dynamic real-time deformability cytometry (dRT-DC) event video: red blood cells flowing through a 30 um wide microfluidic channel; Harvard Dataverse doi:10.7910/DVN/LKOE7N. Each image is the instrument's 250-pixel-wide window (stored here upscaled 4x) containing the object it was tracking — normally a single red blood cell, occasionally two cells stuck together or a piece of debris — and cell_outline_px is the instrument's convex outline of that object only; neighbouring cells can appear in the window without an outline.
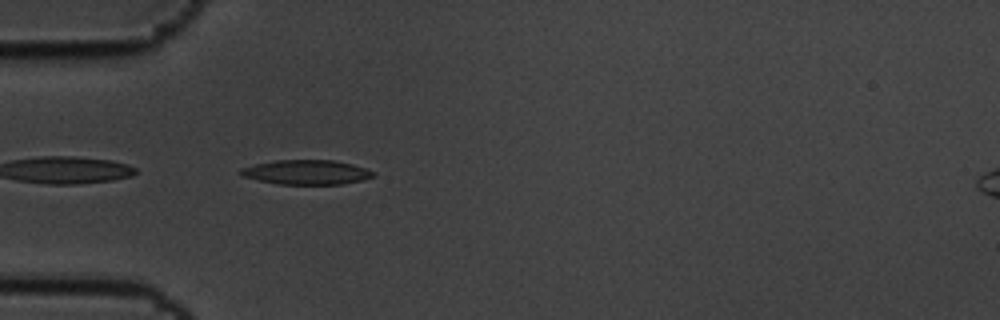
{"species": "common noctule bat (a hibernating species)", "species_latin": "Nyctalus noctula", "temperature_condition": "cold", "stored_images_in_passage": 1, "camera_frame_rate_fps": 3000, "um_per_image_px": 0.085, "animal": {"sex": "male", "body_mass_g": 19.5, "forearm_length_mm": 54.6}, "frame": {"image": 1, "passage_image": 1, "time_ms": 0.0, "image_size_px": [1000, 320], "cell_outline_px": [[376, 176], [360, 180], [340, 184], [280, 184], [260, 180], [244, 176], [240, 172], [240, 168], [256, 164], [276, 160], [332, 160], [352, 164], [376, 172]], "centroid_in_image_um": [26.09, 14.63], "position_along_channel_um": 58.9, "area_um2": 18.67}}